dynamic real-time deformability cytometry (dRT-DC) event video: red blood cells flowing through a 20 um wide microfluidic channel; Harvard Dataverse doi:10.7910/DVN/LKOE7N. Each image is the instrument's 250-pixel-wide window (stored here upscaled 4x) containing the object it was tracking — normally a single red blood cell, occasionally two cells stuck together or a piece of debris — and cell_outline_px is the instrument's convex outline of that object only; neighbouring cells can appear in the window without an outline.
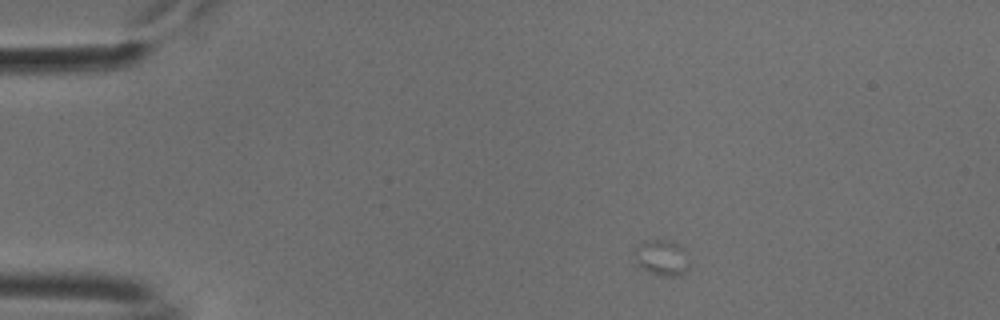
{"species": "common noctule bat (a hibernating species)", "species_latin": "Nyctalus noctula", "temperature_condition": "cold", "stored_images_in_passage": 7, "camera_frame_rate_fps": 3000, "um_per_image_px": 0.085, "animal": {"sex": "male", "body_mass_g": 18.8}, "frame": {"image": 1, "passage_image": 1, "time_ms": 0.0, "image_size_px": [1000, 320], "cell_outline_px": [[688, 268], [684, 272], [676, 276], [664, 276], [648, 272], [636, 260], [636, 248], [644, 240], [660, 240], [676, 244], [680, 248], [688, 260]], "centroid_in_image_um": [56.24, 21.93], "position_along_channel_um": 28.8, "area_um2": 10.69}}